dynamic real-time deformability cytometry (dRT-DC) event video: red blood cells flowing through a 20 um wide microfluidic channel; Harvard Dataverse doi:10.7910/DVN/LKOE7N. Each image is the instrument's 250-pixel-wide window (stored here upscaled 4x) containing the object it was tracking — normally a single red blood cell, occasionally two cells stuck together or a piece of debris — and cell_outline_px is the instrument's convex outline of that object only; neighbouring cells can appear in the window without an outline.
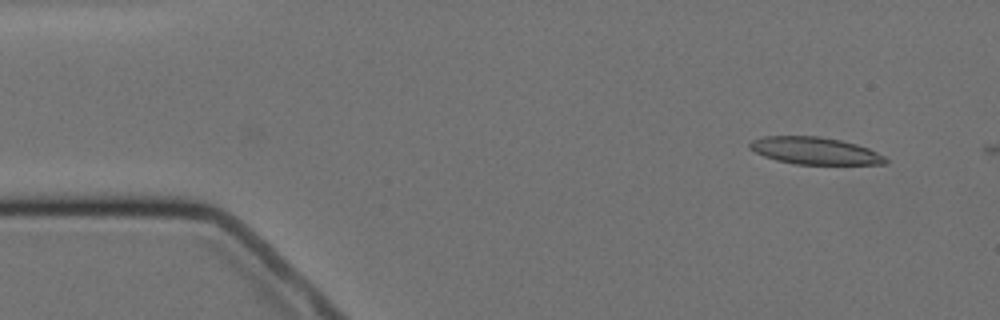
{"species": "Egyptian fruit bat (a non-hibernating species)", "species_latin": "Rousettus aegyptiacus", "temperature_condition": "cold", "stored_images_in_passage": 2, "camera_frame_rate_fps": 3000, "um_per_image_px": 0.085, "animal": {"sex": "female"}, "frame": {"image": 1, "passage_image": 1, "time_ms": 0.0, "image_size_px": [1000, 320], "cell_outline_px": [[888, 164], [796, 164], [776, 160], [764, 156], [748, 148], [748, 144], [752, 140], [764, 136], [820, 136], [840, 140], [856, 144], [868, 148], [884, 156], [888, 160]], "centroid_in_image_um": [69.25, 12.81], "position_along_channel_um": 15.8, "area_um2": 21.44}}